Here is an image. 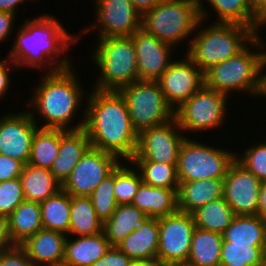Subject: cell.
Returning a JSON list of instances; mask_svg holds the SVG:
<instances>
[{
	"label": "cell",
	"mask_w": 266,
	"mask_h": 266,
	"mask_svg": "<svg viewBox=\"0 0 266 266\" xmlns=\"http://www.w3.org/2000/svg\"><path fill=\"white\" fill-rule=\"evenodd\" d=\"M28 19L19 24L6 57L18 69H40V74L72 67V57H68L67 52L71 45L79 42L78 35L70 34L61 21L48 13Z\"/></svg>",
	"instance_id": "1"
},
{
	"label": "cell",
	"mask_w": 266,
	"mask_h": 266,
	"mask_svg": "<svg viewBox=\"0 0 266 266\" xmlns=\"http://www.w3.org/2000/svg\"><path fill=\"white\" fill-rule=\"evenodd\" d=\"M40 78L39 84L33 88V94L26 103L31 108L27 110L38 127L63 130L82 129L86 112L84 111L86 106L83 104H86L84 100L87 99V91L85 97L83 83L78 80L79 76L73 66L55 72H43ZM81 107L84 108L81 110ZM76 114L81 115L82 119L79 118V122L71 126L75 122V117L77 118ZM38 120L46 123H41L39 126Z\"/></svg>",
	"instance_id": "2"
},
{
	"label": "cell",
	"mask_w": 266,
	"mask_h": 266,
	"mask_svg": "<svg viewBox=\"0 0 266 266\" xmlns=\"http://www.w3.org/2000/svg\"><path fill=\"white\" fill-rule=\"evenodd\" d=\"M89 90L83 129L91 147L129 162L136 151L138 133L131 124L124 98L118 91Z\"/></svg>",
	"instance_id": "3"
},
{
	"label": "cell",
	"mask_w": 266,
	"mask_h": 266,
	"mask_svg": "<svg viewBox=\"0 0 266 266\" xmlns=\"http://www.w3.org/2000/svg\"><path fill=\"white\" fill-rule=\"evenodd\" d=\"M265 54L266 44L253 40L238 55L206 70L204 85L228 96L238 91L263 97Z\"/></svg>",
	"instance_id": "4"
},
{
	"label": "cell",
	"mask_w": 266,
	"mask_h": 266,
	"mask_svg": "<svg viewBox=\"0 0 266 266\" xmlns=\"http://www.w3.org/2000/svg\"><path fill=\"white\" fill-rule=\"evenodd\" d=\"M205 23V20H199L195 34L192 40L188 41L187 49L184 50L203 72L238 55L253 41L252 27L222 22H214L207 27H202Z\"/></svg>",
	"instance_id": "5"
},
{
	"label": "cell",
	"mask_w": 266,
	"mask_h": 266,
	"mask_svg": "<svg viewBox=\"0 0 266 266\" xmlns=\"http://www.w3.org/2000/svg\"><path fill=\"white\" fill-rule=\"evenodd\" d=\"M94 45L91 57L99 75L92 89L118 91L138 81L136 49L131 36L97 38Z\"/></svg>",
	"instance_id": "6"
},
{
	"label": "cell",
	"mask_w": 266,
	"mask_h": 266,
	"mask_svg": "<svg viewBox=\"0 0 266 266\" xmlns=\"http://www.w3.org/2000/svg\"><path fill=\"white\" fill-rule=\"evenodd\" d=\"M200 19L198 0H163L141 15V29L180 49L192 40Z\"/></svg>",
	"instance_id": "7"
},
{
	"label": "cell",
	"mask_w": 266,
	"mask_h": 266,
	"mask_svg": "<svg viewBox=\"0 0 266 266\" xmlns=\"http://www.w3.org/2000/svg\"><path fill=\"white\" fill-rule=\"evenodd\" d=\"M201 142L191 137L182 142L176 166L179 183L224 178L235 161V151Z\"/></svg>",
	"instance_id": "8"
},
{
	"label": "cell",
	"mask_w": 266,
	"mask_h": 266,
	"mask_svg": "<svg viewBox=\"0 0 266 266\" xmlns=\"http://www.w3.org/2000/svg\"><path fill=\"white\" fill-rule=\"evenodd\" d=\"M128 107L131 124L137 133L165 124L175 118L157 81L138 80L118 90Z\"/></svg>",
	"instance_id": "9"
},
{
	"label": "cell",
	"mask_w": 266,
	"mask_h": 266,
	"mask_svg": "<svg viewBox=\"0 0 266 266\" xmlns=\"http://www.w3.org/2000/svg\"><path fill=\"white\" fill-rule=\"evenodd\" d=\"M229 99L228 95L203 85L175 110L179 127L184 134L217 130L225 124Z\"/></svg>",
	"instance_id": "10"
},
{
	"label": "cell",
	"mask_w": 266,
	"mask_h": 266,
	"mask_svg": "<svg viewBox=\"0 0 266 266\" xmlns=\"http://www.w3.org/2000/svg\"><path fill=\"white\" fill-rule=\"evenodd\" d=\"M188 135L173 120L138 133L137 147L130 161H152L177 164L179 149Z\"/></svg>",
	"instance_id": "11"
},
{
	"label": "cell",
	"mask_w": 266,
	"mask_h": 266,
	"mask_svg": "<svg viewBox=\"0 0 266 266\" xmlns=\"http://www.w3.org/2000/svg\"><path fill=\"white\" fill-rule=\"evenodd\" d=\"M159 244L157 258L167 266L188 261L196 228L192 214L177 211L158 218Z\"/></svg>",
	"instance_id": "12"
},
{
	"label": "cell",
	"mask_w": 266,
	"mask_h": 266,
	"mask_svg": "<svg viewBox=\"0 0 266 266\" xmlns=\"http://www.w3.org/2000/svg\"><path fill=\"white\" fill-rule=\"evenodd\" d=\"M93 2L96 21L87 28L84 27L82 33H78V40H82L80 34L84 35L95 28L99 31L97 38L132 36L141 29V14L130 0H94Z\"/></svg>",
	"instance_id": "13"
},
{
	"label": "cell",
	"mask_w": 266,
	"mask_h": 266,
	"mask_svg": "<svg viewBox=\"0 0 266 266\" xmlns=\"http://www.w3.org/2000/svg\"><path fill=\"white\" fill-rule=\"evenodd\" d=\"M122 161L113 154L90 147L62 184L71 196H89Z\"/></svg>",
	"instance_id": "14"
},
{
	"label": "cell",
	"mask_w": 266,
	"mask_h": 266,
	"mask_svg": "<svg viewBox=\"0 0 266 266\" xmlns=\"http://www.w3.org/2000/svg\"><path fill=\"white\" fill-rule=\"evenodd\" d=\"M157 83L175 111L204 85V72L184 54L170 63Z\"/></svg>",
	"instance_id": "15"
},
{
	"label": "cell",
	"mask_w": 266,
	"mask_h": 266,
	"mask_svg": "<svg viewBox=\"0 0 266 266\" xmlns=\"http://www.w3.org/2000/svg\"><path fill=\"white\" fill-rule=\"evenodd\" d=\"M0 116V154L27 164L38 125L28 110L6 112Z\"/></svg>",
	"instance_id": "16"
},
{
	"label": "cell",
	"mask_w": 266,
	"mask_h": 266,
	"mask_svg": "<svg viewBox=\"0 0 266 266\" xmlns=\"http://www.w3.org/2000/svg\"><path fill=\"white\" fill-rule=\"evenodd\" d=\"M261 181L236 160L224 177L223 198L235 215H256Z\"/></svg>",
	"instance_id": "17"
},
{
	"label": "cell",
	"mask_w": 266,
	"mask_h": 266,
	"mask_svg": "<svg viewBox=\"0 0 266 266\" xmlns=\"http://www.w3.org/2000/svg\"><path fill=\"white\" fill-rule=\"evenodd\" d=\"M131 38L136 49L138 80L157 81L174 60L171 57L175 48L142 29Z\"/></svg>",
	"instance_id": "18"
},
{
	"label": "cell",
	"mask_w": 266,
	"mask_h": 266,
	"mask_svg": "<svg viewBox=\"0 0 266 266\" xmlns=\"http://www.w3.org/2000/svg\"><path fill=\"white\" fill-rule=\"evenodd\" d=\"M67 235L42 228L20 246L34 266H63Z\"/></svg>",
	"instance_id": "19"
},
{
	"label": "cell",
	"mask_w": 266,
	"mask_h": 266,
	"mask_svg": "<svg viewBox=\"0 0 266 266\" xmlns=\"http://www.w3.org/2000/svg\"><path fill=\"white\" fill-rule=\"evenodd\" d=\"M90 147L89 136L83 128L79 130L59 129V152L50 172L63 184Z\"/></svg>",
	"instance_id": "20"
},
{
	"label": "cell",
	"mask_w": 266,
	"mask_h": 266,
	"mask_svg": "<svg viewBox=\"0 0 266 266\" xmlns=\"http://www.w3.org/2000/svg\"><path fill=\"white\" fill-rule=\"evenodd\" d=\"M104 232L91 236H68L63 266H91L111 248Z\"/></svg>",
	"instance_id": "21"
},
{
	"label": "cell",
	"mask_w": 266,
	"mask_h": 266,
	"mask_svg": "<svg viewBox=\"0 0 266 266\" xmlns=\"http://www.w3.org/2000/svg\"><path fill=\"white\" fill-rule=\"evenodd\" d=\"M223 190L224 178L181 182L177 191L178 211L192 214L202 205L222 198Z\"/></svg>",
	"instance_id": "22"
},
{
	"label": "cell",
	"mask_w": 266,
	"mask_h": 266,
	"mask_svg": "<svg viewBox=\"0 0 266 266\" xmlns=\"http://www.w3.org/2000/svg\"><path fill=\"white\" fill-rule=\"evenodd\" d=\"M177 191L142 182L131 204L150 218L164 217L178 211Z\"/></svg>",
	"instance_id": "23"
},
{
	"label": "cell",
	"mask_w": 266,
	"mask_h": 266,
	"mask_svg": "<svg viewBox=\"0 0 266 266\" xmlns=\"http://www.w3.org/2000/svg\"><path fill=\"white\" fill-rule=\"evenodd\" d=\"M158 244V218H149L142 227L130 233L116 247L134 261L156 258Z\"/></svg>",
	"instance_id": "24"
},
{
	"label": "cell",
	"mask_w": 266,
	"mask_h": 266,
	"mask_svg": "<svg viewBox=\"0 0 266 266\" xmlns=\"http://www.w3.org/2000/svg\"><path fill=\"white\" fill-rule=\"evenodd\" d=\"M207 2L206 7L210 5L214 13L217 14L216 20L213 22L236 23L248 27H254L256 16L254 15L251 0H198L200 18L207 21L211 13L203 4ZM208 9V11H207Z\"/></svg>",
	"instance_id": "25"
},
{
	"label": "cell",
	"mask_w": 266,
	"mask_h": 266,
	"mask_svg": "<svg viewBox=\"0 0 266 266\" xmlns=\"http://www.w3.org/2000/svg\"><path fill=\"white\" fill-rule=\"evenodd\" d=\"M149 218L132 204H120L112 216L103 223V232L111 246H117L130 233L142 227Z\"/></svg>",
	"instance_id": "26"
},
{
	"label": "cell",
	"mask_w": 266,
	"mask_h": 266,
	"mask_svg": "<svg viewBox=\"0 0 266 266\" xmlns=\"http://www.w3.org/2000/svg\"><path fill=\"white\" fill-rule=\"evenodd\" d=\"M25 201L42 203L62 189L49 169L24 164L20 175Z\"/></svg>",
	"instance_id": "27"
},
{
	"label": "cell",
	"mask_w": 266,
	"mask_h": 266,
	"mask_svg": "<svg viewBox=\"0 0 266 266\" xmlns=\"http://www.w3.org/2000/svg\"><path fill=\"white\" fill-rule=\"evenodd\" d=\"M222 237L231 244L266 246V220L257 215H236Z\"/></svg>",
	"instance_id": "28"
},
{
	"label": "cell",
	"mask_w": 266,
	"mask_h": 266,
	"mask_svg": "<svg viewBox=\"0 0 266 266\" xmlns=\"http://www.w3.org/2000/svg\"><path fill=\"white\" fill-rule=\"evenodd\" d=\"M9 232L14 245H21L43 228L40 203L23 201L8 216Z\"/></svg>",
	"instance_id": "29"
},
{
	"label": "cell",
	"mask_w": 266,
	"mask_h": 266,
	"mask_svg": "<svg viewBox=\"0 0 266 266\" xmlns=\"http://www.w3.org/2000/svg\"><path fill=\"white\" fill-rule=\"evenodd\" d=\"M223 237L221 233L195 228L187 264L220 266Z\"/></svg>",
	"instance_id": "30"
},
{
	"label": "cell",
	"mask_w": 266,
	"mask_h": 266,
	"mask_svg": "<svg viewBox=\"0 0 266 266\" xmlns=\"http://www.w3.org/2000/svg\"><path fill=\"white\" fill-rule=\"evenodd\" d=\"M103 231L89 196L70 195V225L68 236H91Z\"/></svg>",
	"instance_id": "31"
},
{
	"label": "cell",
	"mask_w": 266,
	"mask_h": 266,
	"mask_svg": "<svg viewBox=\"0 0 266 266\" xmlns=\"http://www.w3.org/2000/svg\"><path fill=\"white\" fill-rule=\"evenodd\" d=\"M192 215L197 228L221 234L236 216L223 197L202 205Z\"/></svg>",
	"instance_id": "32"
},
{
	"label": "cell",
	"mask_w": 266,
	"mask_h": 266,
	"mask_svg": "<svg viewBox=\"0 0 266 266\" xmlns=\"http://www.w3.org/2000/svg\"><path fill=\"white\" fill-rule=\"evenodd\" d=\"M43 228L68 236L70 225V195L62 189L40 203Z\"/></svg>",
	"instance_id": "33"
},
{
	"label": "cell",
	"mask_w": 266,
	"mask_h": 266,
	"mask_svg": "<svg viewBox=\"0 0 266 266\" xmlns=\"http://www.w3.org/2000/svg\"><path fill=\"white\" fill-rule=\"evenodd\" d=\"M59 152V129L38 128L31 143L28 163L38 168L49 169Z\"/></svg>",
	"instance_id": "34"
},
{
	"label": "cell",
	"mask_w": 266,
	"mask_h": 266,
	"mask_svg": "<svg viewBox=\"0 0 266 266\" xmlns=\"http://www.w3.org/2000/svg\"><path fill=\"white\" fill-rule=\"evenodd\" d=\"M139 171L142 182L152 187L178 190L177 164L152 161H129Z\"/></svg>",
	"instance_id": "35"
},
{
	"label": "cell",
	"mask_w": 266,
	"mask_h": 266,
	"mask_svg": "<svg viewBox=\"0 0 266 266\" xmlns=\"http://www.w3.org/2000/svg\"><path fill=\"white\" fill-rule=\"evenodd\" d=\"M266 246L231 244L222 241L220 266H260L265 262Z\"/></svg>",
	"instance_id": "36"
},
{
	"label": "cell",
	"mask_w": 266,
	"mask_h": 266,
	"mask_svg": "<svg viewBox=\"0 0 266 266\" xmlns=\"http://www.w3.org/2000/svg\"><path fill=\"white\" fill-rule=\"evenodd\" d=\"M124 163L122 161L115 169L114 196L118 205L131 204L142 183L141 175L133 164ZM127 163L132 166H127Z\"/></svg>",
	"instance_id": "37"
},
{
	"label": "cell",
	"mask_w": 266,
	"mask_h": 266,
	"mask_svg": "<svg viewBox=\"0 0 266 266\" xmlns=\"http://www.w3.org/2000/svg\"><path fill=\"white\" fill-rule=\"evenodd\" d=\"M115 170L89 195L98 218L104 223L114 213L117 203L114 196Z\"/></svg>",
	"instance_id": "38"
},
{
	"label": "cell",
	"mask_w": 266,
	"mask_h": 266,
	"mask_svg": "<svg viewBox=\"0 0 266 266\" xmlns=\"http://www.w3.org/2000/svg\"><path fill=\"white\" fill-rule=\"evenodd\" d=\"M243 155L236 153L235 160L247 171L253 173L261 182L266 181V139L257 141L242 151ZM241 156V157H240Z\"/></svg>",
	"instance_id": "39"
},
{
	"label": "cell",
	"mask_w": 266,
	"mask_h": 266,
	"mask_svg": "<svg viewBox=\"0 0 266 266\" xmlns=\"http://www.w3.org/2000/svg\"><path fill=\"white\" fill-rule=\"evenodd\" d=\"M25 201L20 178L0 182V215L9 216Z\"/></svg>",
	"instance_id": "40"
},
{
	"label": "cell",
	"mask_w": 266,
	"mask_h": 266,
	"mask_svg": "<svg viewBox=\"0 0 266 266\" xmlns=\"http://www.w3.org/2000/svg\"><path fill=\"white\" fill-rule=\"evenodd\" d=\"M0 266H34V264L28 258L26 251L20 245H15L0 251Z\"/></svg>",
	"instance_id": "41"
},
{
	"label": "cell",
	"mask_w": 266,
	"mask_h": 266,
	"mask_svg": "<svg viewBox=\"0 0 266 266\" xmlns=\"http://www.w3.org/2000/svg\"><path fill=\"white\" fill-rule=\"evenodd\" d=\"M24 163L0 154V182L20 178Z\"/></svg>",
	"instance_id": "42"
},
{
	"label": "cell",
	"mask_w": 266,
	"mask_h": 266,
	"mask_svg": "<svg viewBox=\"0 0 266 266\" xmlns=\"http://www.w3.org/2000/svg\"><path fill=\"white\" fill-rule=\"evenodd\" d=\"M133 260L116 246H112L107 253L91 266H130Z\"/></svg>",
	"instance_id": "43"
},
{
	"label": "cell",
	"mask_w": 266,
	"mask_h": 266,
	"mask_svg": "<svg viewBox=\"0 0 266 266\" xmlns=\"http://www.w3.org/2000/svg\"><path fill=\"white\" fill-rule=\"evenodd\" d=\"M15 68L18 69V67L9 58H5L4 61L3 58L2 60L0 59V99H4L5 95L8 94V89L12 87L10 86V74H12L13 70L16 71Z\"/></svg>",
	"instance_id": "44"
},
{
	"label": "cell",
	"mask_w": 266,
	"mask_h": 266,
	"mask_svg": "<svg viewBox=\"0 0 266 266\" xmlns=\"http://www.w3.org/2000/svg\"><path fill=\"white\" fill-rule=\"evenodd\" d=\"M15 17H17L16 14L0 11V42L1 43L7 42L11 33L15 31V29H13L15 25L14 21H16Z\"/></svg>",
	"instance_id": "45"
},
{
	"label": "cell",
	"mask_w": 266,
	"mask_h": 266,
	"mask_svg": "<svg viewBox=\"0 0 266 266\" xmlns=\"http://www.w3.org/2000/svg\"><path fill=\"white\" fill-rule=\"evenodd\" d=\"M9 232L8 217L0 215V251L14 247Z\"/></svg>",
	"instance_id": "46"
},
{
	"label": "cell",
	"mask_w": 266,
	"mask_h": 266,
	"mask_svg": "<svg viewBox=\"0 0 266 266\" xmlns=\"http://www.w3.org/2000/svg\"><path fill=\"white\" fill-rule=\"evenodd\" d=\"M266 27V8L257 16L255 25L253 27V40L260 43L266 44L260 34V31H263V28ZM260 28V29H259ZM262 29V30H261Z\"/></svg>",
	"instance_id": "47"
},
{
	"label": "cell",
	"mask_w": 266,
	"mask_h": 266,
	"mask_svg": "<svg viewBox=\"0 0 266 266\" xmlns=\"http://www.w3.org/2000/svg\"><path fill=\"white\" fill-rule=\"evenodd\" d=\"M256 215L266 220V181L261 183Z\"/></svg>",
	"instance_id": "48"
},
{
	"label": "cell",
	"mask_w": 266,
	"mask_h": 266,
	"mask_svg": "<svg viewBox=\"0 0 266 266\" xmlns=\"http://www.w3.org/2000/svg\"><path fill=\"white\" fill-rule=\"evenodd\" d=\"M135 9L142 15L154 6H157L163 0H130Z\"/></svg>",
	"instance_id": "49"
},
{
	"label": "cell",
	"mask_w": 266,
	"mask_h": 266,
	"mask_svg": "<svg viewBox=\"0 0 266 266\" xmlns=\"http://www.w3.org/2000/svg\"><path fill=\"white\" fill-rule=\"evenodd\" d=\"M25 1L27 0H0V11L16 14L18 12L17 7L25 4Z\"/></svg>",
	"instance_id": "50"
},
{
	"label": "cell",
	"mask_w": 266,
	"mask_h": 266,
	"mask_svg": "<svg viewBox=\"0 0 266 266\" xmlns=\"http://www.w3.org/2000/svg\"><path fill=\"white\" fill-rule=\"evenodd\" d=\"M130 266H167L157 257L148 260H134Z\"/></svg>",
	"instance_id": "51"
},
{
	"label": "cell",
	"mask_w": 266,
	"mask_h": 266,
	"mask_svg": "<svg viewBox=\"0 0 266 266\" xmlns=\"http://www.w3.org/2000/svg\"><path fill=\"white\" fill-rule=\"evenodd\" d=\"M251 5L257 17L266 8V0H251Z\"/></svg>",
	"instance_id": "52"
},
{
	"label": "cell",
	"mask_w": 266,
	"mask_h": 266,
	"mask_svg": "<svg viewBox=\"0 0 266 266\" xmlns=\"http://www.w3.org/2000/svg\"><path fill=\"white\" fill-rule=\"evenodd\" d=\"M173 266H191V265H189L187 263H183V264H176V265H173Z\"/></svg>",
	"instance_id": "53"
}]
</instances>
